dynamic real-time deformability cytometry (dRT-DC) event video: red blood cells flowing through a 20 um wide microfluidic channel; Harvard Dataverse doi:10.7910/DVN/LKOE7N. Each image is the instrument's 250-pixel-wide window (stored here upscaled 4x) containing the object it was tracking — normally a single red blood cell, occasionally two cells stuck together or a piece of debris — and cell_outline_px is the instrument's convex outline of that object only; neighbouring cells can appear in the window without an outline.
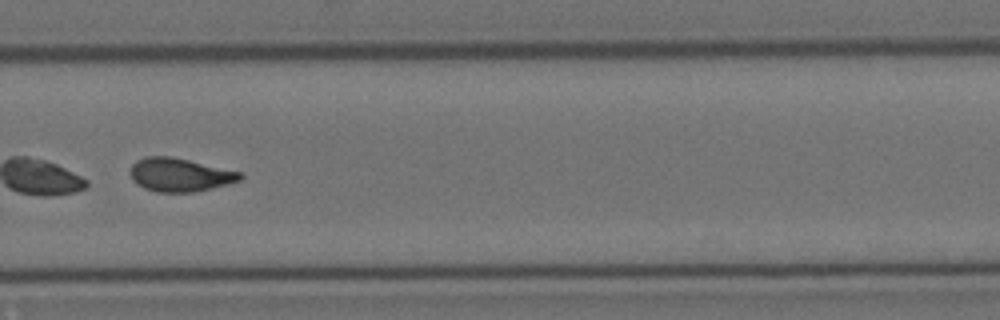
{"species": "Egyptian fruit bat (a non-hibernating species)", "species_latin": "Rousettus aegyptiacus", "temperature_condition": "cold", "stored_images_in_passage": 57, "camera_frame_rate_fps": 3000, "um_per_image_px": 0.085, "animal": {"sex": "female"}, "frame": {"image": 1, "passage_image": 40, "time_ms": 13.0, "image_size_px": [1000, 320], "cell_outline_px": [[244, 176], [240, 180], [228, 184], [196, 192], [156, 192], [144, 188], [136, 184], [132, 180], [132, 164], [136, 160], [148, 156], [168, 156], [188, 160], [244, 172]], "centroid_in_image_um": [15.32, 14.86], "position_along_channel_um": 314.5, "area_um2": 21.44}}